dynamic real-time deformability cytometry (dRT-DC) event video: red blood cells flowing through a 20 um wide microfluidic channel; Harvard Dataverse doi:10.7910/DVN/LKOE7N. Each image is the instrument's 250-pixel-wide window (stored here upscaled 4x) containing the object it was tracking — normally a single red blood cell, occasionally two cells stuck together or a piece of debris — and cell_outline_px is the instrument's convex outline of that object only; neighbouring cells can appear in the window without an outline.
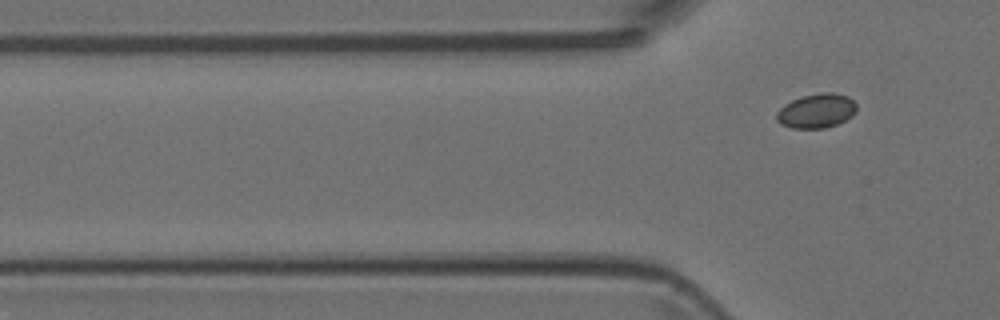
{"species": "Egyptian fruit bat (a non-hibernating species)", "species_latin": "Rousettus aegyptiacus", "temperature_condition": "room temperature", "stored_images_in_passage": 5, "camera_frame_rate_fps": 3000, "um_per_image_px": 0.085, "animal": {"sex": "female"}, "frame": {"image": 1, "passage_image": 5, "time_ms": 1.333, "image_size_px": [1000, 320], "cell_outline_px": [[856, 112], [852, 116], [836, 124], [824, 128], [792, 128], [780, 124], [776, 120], [776, 112], [784, 104], [800, 96], [820, 92], [832, 92], [848, 96], [856, 104]], "centroid_in_image_um": [69.38, 9.41], "position_along_channel_um": 56.4, "area_um2": 16.13}}